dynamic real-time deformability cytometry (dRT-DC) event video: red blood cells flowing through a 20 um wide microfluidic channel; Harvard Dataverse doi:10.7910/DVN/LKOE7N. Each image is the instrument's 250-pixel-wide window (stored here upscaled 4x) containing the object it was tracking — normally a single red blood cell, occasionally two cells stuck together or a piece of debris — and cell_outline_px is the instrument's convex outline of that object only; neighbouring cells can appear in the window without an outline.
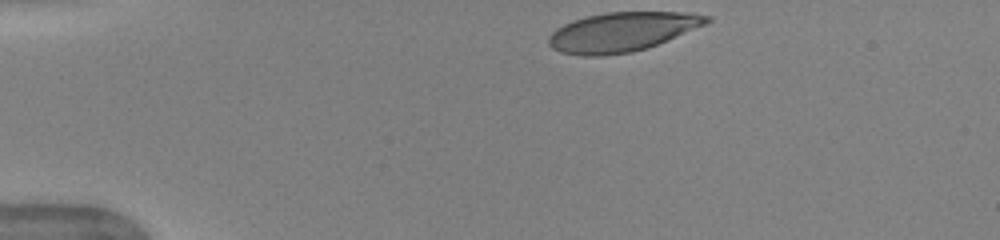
{"species": "human", "species_latin": "Homo sapiens", "temperature_condition": "warm", "stored_images_in_passage": 35, "camera_frame_rate_fps": 3000, "um_per_image_px": 0.085, "donor": {"sex": "female"}, "frame": {"image": 1, "passage_image": 1, "time_ms": 0.0, "image_size_px": [1000, 240], "cell_outline_px": [[712, 20], [708, 24], [648, 48], [628, 52], [600, 56], [580, 56], [560, 52], [552, 48], [548, 44], [548, 36], [556, 28], [564, 24], [588, 16], [608, 12], [692, 12], [712, 16]], "centroid_in_image_um": [52.92, 2.71], "position_along_channel_um": 32.1, "area_um2": 36.36}}
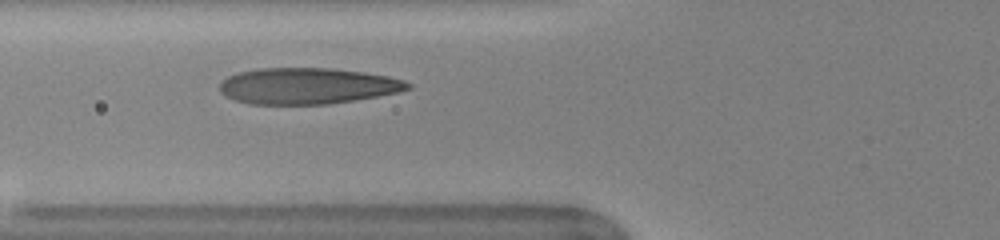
{"frame": {"image": 2, "passage_image": 11, "time_ms": 3.333, "image_size_px": [1000, 240], "cell_outline_px": [[412, 88], [400, 92], [328, 104], [252, 104], [236, 100], [220, 92], [220, 84], [228, 76], [240, 72], [260, 68], [328, 68], [364, 72], [388, 76], [404, 80], [412, 84]], "centroid_in_image_um": [26.17, 7.3], "position_along_channel_um": 99.6, "area_um2": 39.42}}
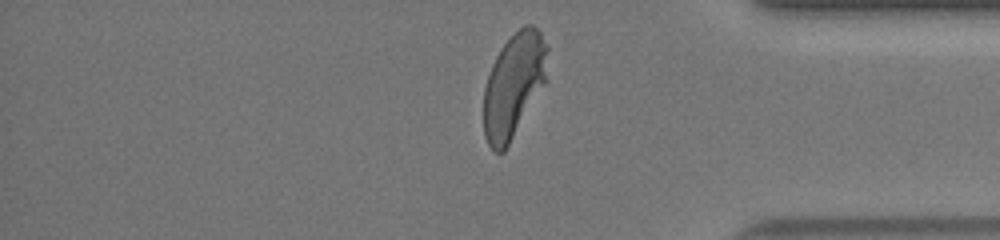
{"frame": {"image": 3, "passage_image": 34, "time_ms": 11.0, "image_size_px": [1000, 240], "cell_outline_px": [[548, 48], [544, 84], [504, 152], [496, 152], [488, 144], [484, 136], [484, 88], [492, 64], [496, 56], [504, 44], [524, 24], [532, 24], [540, 32], [548, 44]], "centroid_in_image_um": [43.66, 7.23], "position_along_channel_um": 391.5, "area_um2": 38.26}, "authors_computed_cell_mechanics": {"area_um2": 39.1884, "velocity_mm_per_s": 3.9739, "shape_relaxation_time_tau1_ms": 3.0511, "shape_relaxation_time_tau2_ms": null, "deformation_change_tau1": 0.1983, "deformation_change_tau2": null}}